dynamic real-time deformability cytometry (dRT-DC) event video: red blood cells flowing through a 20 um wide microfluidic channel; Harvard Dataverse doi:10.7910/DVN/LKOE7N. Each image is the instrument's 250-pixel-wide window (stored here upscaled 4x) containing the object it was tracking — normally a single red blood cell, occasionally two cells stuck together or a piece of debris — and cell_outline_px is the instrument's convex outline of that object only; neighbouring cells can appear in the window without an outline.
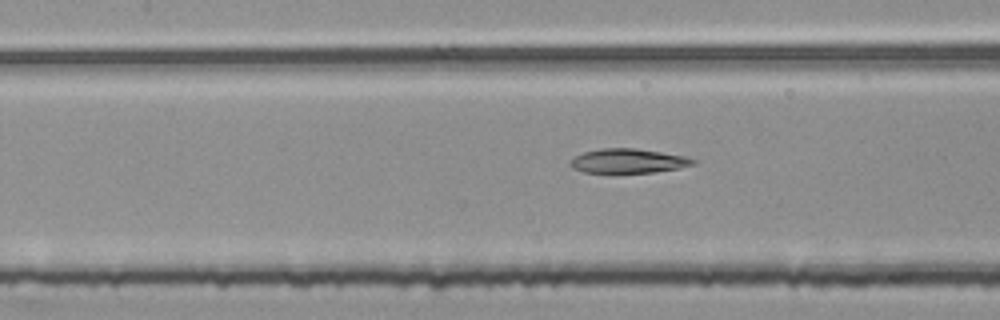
{"species": "common noctule bat (a hibernating species)", "species_latin": "Nyctalus noctula", "temperature_condition": "room temperature", "stored_images_in_passage": 45, "camera_frame_rate_fps": 3000, "um_per_image_px": 0.085, "animal": {"sex": "female", "body_mass_g": 25.1}, "frame": {"image": 1, "passage_image": 15, "time_ms": 4.667, "image_size_px": [1000, 320], "cell_outline_px": [[696, 164], [680, 168], [652, 172], [612, 176], [584, 172], [572, 168], [572, 156], [584, 152], [600, 148], [636, 148], [688, 156], [696, 160]], "centroid_in_image_um": [53.38, 13.72], "position_along_channel_um": 154.0, "area_um2": 18.38}}
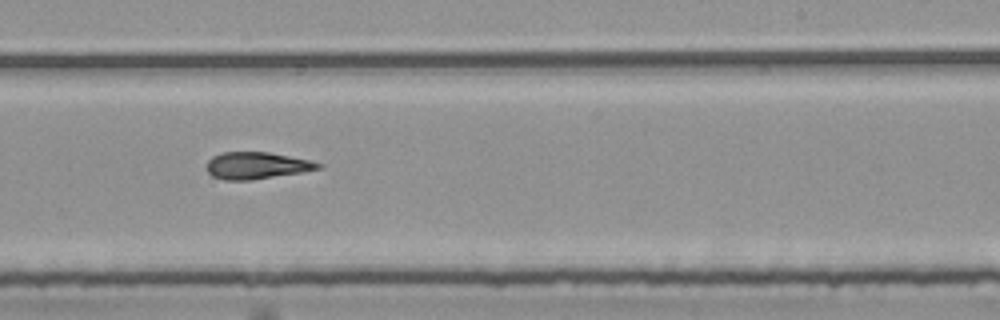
{"frame": {"image": 2, "passage_image": 24, "time_ms": 7.667, "image_size_px": [1000, 320], "cell_outline_px": [[324, 164], [320, 168], [300, 172], [252, 180], [224, 180], [212, 176], [204, 168], [208, 160], [212, 156], [220, 152], [268, 152], [308, 160]], "centroid_in_image_um": [21.73, 14.07], "position_along_channel_um": 267.3, "area_um2": 17.46}}
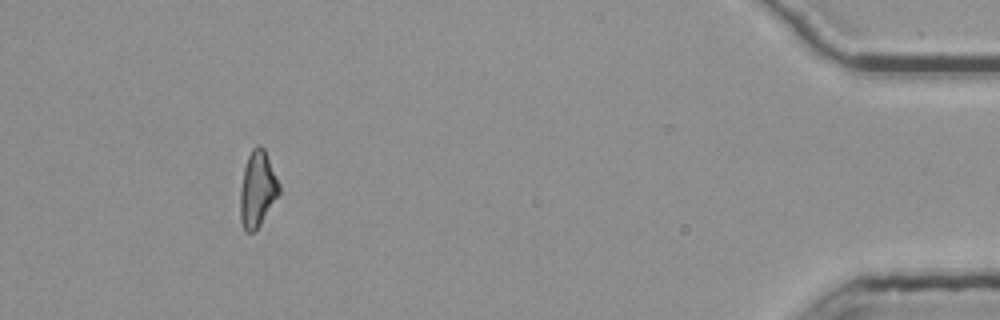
{"frame": {"image": 3, "passage_image": 41, "time_ms": 13.333, "image_size_px": [1000, 320], "cell_outline_px": [[280, 192], [260, 224], [252, 232], [244, 232], [240, 220], [240, 192], [244, 168], [248, 156], [252, 148], [256, 144], [260, 144], [264, 148], [280, 184]], "centroid_in_image_um": [21.87, 16.05], "position_along_channel_um": 413.3, "area_um2": 17.11}, "authors_computed_cell_mechanics": {"area_um2": 17.4556, "velocity_mm_per_s": 3.7918, "shape_relaxation_time_tau1_ms": null, "shape_relaxation_time_tau2_ms": 4.7077, "deformation_change_tau1": null, "deformation_change_tau2": 0.1465}}